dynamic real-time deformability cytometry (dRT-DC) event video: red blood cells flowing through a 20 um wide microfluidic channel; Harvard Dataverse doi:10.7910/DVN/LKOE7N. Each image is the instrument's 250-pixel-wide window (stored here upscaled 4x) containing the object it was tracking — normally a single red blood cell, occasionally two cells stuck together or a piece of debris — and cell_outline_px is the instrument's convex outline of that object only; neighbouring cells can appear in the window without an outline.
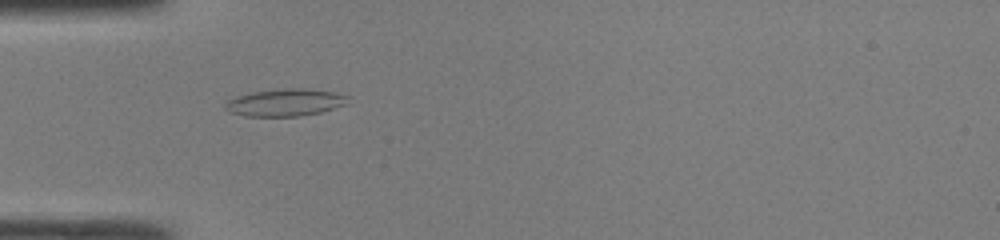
{"species": "common noctule bat (a hibernating species)", "species_latin": "Nyctalus noctula", "temperature_condition": "room temperature", "stored_images_in_passage": 33, "camera_frame_rate_fps": 3000, "um_per_image_px": 0.085, "animal": {"sex": "male", "body_mass_g": 19.0, "forearm_length_mm": 50.8}, "frame": {"image": 1, "passage_image": 1, "time_ms": 0.0, "image_size_px": [1000, 240], "cell_outline_px": [[348, 104], [320, 112], [300, 116], [244, 116], [228, 112], [224, 108], [224, 104], [228, 100], [236, 96], [252, 92], [284, 88], [300, 88], [332, 92], [348, 96]], "centroid_in_image_um": [24.2, 8.72], "position_along_channel_um": 60.8, "area_um2": 19.48}}
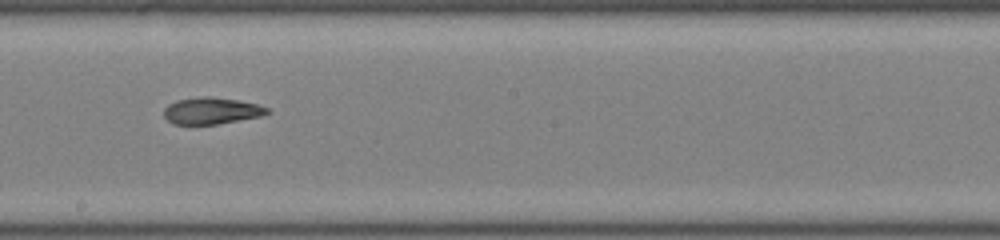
{"frame": {"image": 2, "passage_image": 13, "time_ms": 4.0, "image_size_px": [1000, 240], "cell_outline_px": [[272, 112], [260, 116], [216, 124], [172, 124], [164, 116], [164, 108], [168, 104], [176, 100], [200, 96], [208, 96], [236, 100], [256, 104], [268, 108]], "centroid_in_image_um": [17.94, 9.41], "position_along_channel_um": 230.3, "area_um2": 15.95}}
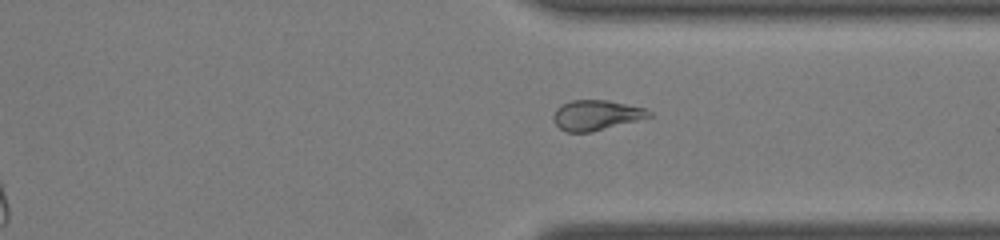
{"frame": {"image": 3, "passage_image": 22, "time_ms": 7.0, "image_size_px": [1000, 240], "cell_outline_px": [[652, 116], [592, 132], [564, 132], [552, 120], [552, 116], [556, 108], [560, 104], [572, 100], [608, 100], [644, 108], [652, 112]], "centroid_in_image_um": [50.63, 9.78], "position_along_channel_um": 360.8, "area_um2": 16.82}, "authors_computed_cell_mechanics": {"area_um2": 17.2822, "velocity_mm_per_s": 4.3166, "shape_relaxation_time_tau1_ms": null, "shape_relaxation_time_tau2_ms": 2.7936, "deformation_change_tau1": null, "deformation_change_tau2": 0.0989}}